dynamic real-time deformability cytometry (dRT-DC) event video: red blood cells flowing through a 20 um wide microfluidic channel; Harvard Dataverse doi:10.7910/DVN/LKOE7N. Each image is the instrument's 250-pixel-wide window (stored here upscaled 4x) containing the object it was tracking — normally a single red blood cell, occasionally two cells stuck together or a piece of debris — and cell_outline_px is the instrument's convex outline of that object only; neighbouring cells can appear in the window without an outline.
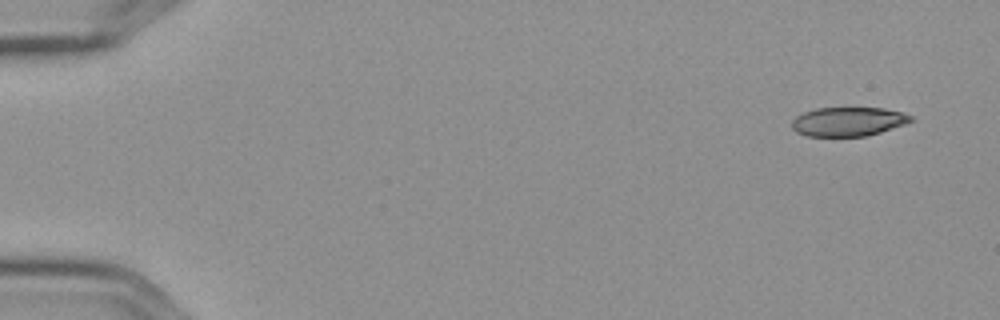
{"species": "Egyptian fruit bat (a non-hibernating species)", "species_latin": "Rousettus aegyptiacus", "temperature_condition": "cold", "stored_images_in_passage": 5, "camera_frame_rate_fps": 3000, "um_per_image_px": 0.085, "frame": {"image": 1, "passage_image": 1, "time_ms": 0.0, "image_size_px": [1000, 320], "cell_outline_px": [[912, 120], [904, 124], [880, 132], [864, 136], [808, 136], [796, 132], [792, 128], [792, 120], [796, 116], [804, 112], [816, 108], [884, 108], [904, 112], [912, 116]], "centroid_in_image_um": [72.08, 10.33], "position_along_channel_um": 12.9, "area_um2": 20.06}}
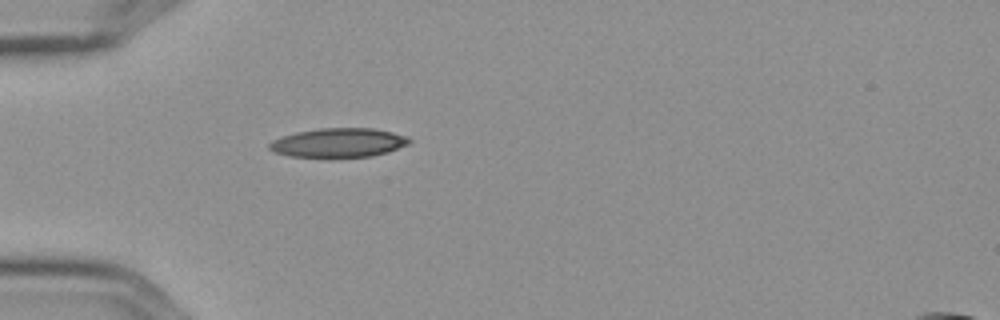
{"frame": {"image": 2, "passage_image": 5, "time_ms": 1.333, "image_size_px": [1000, 320], "cell_outline_px": [[412, 140], [408, 144], [388, 152], [372, 156], [288, 156], [276, 152], [268, 148], [268, 144], [272, 140], [296, 132], [320, 128], [372, 128], [392, 132], [404, 136]], "centroid_in_image_um": [28.77, 12.11], "position_along_channel_um": 56.2, "area_um2": 23.29}}